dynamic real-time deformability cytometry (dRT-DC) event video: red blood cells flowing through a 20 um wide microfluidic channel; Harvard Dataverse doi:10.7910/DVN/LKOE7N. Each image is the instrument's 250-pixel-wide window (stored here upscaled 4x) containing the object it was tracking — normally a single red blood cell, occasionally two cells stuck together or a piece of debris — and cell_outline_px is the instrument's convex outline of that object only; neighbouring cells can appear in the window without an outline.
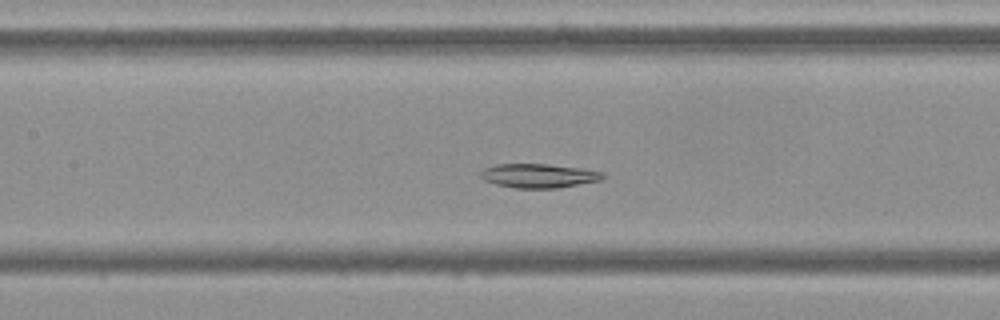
{"species": "Egyptian fruit bat (a non-hibernating species)", "species_latin": "Rousettus aegyptiacus", "temperature_condition": "cold", "stored_images_in_passage": 53, "camera_frame_rate_fps": 3000, "um_per_image_px": 0.085, "frame": {"image": 1, "passage_image": 22, "time_ms": 7.0, "image_size_px": [1000, 320], "cell_outline_px": [[604, 176], [600, 180], [556, 188], [516, 188], [496, 184], [484, 180], [480, 176], [480, 172], [484, 168], [496, 164], [548, 164], [584, 168], [604, 172]], "centroid_in_image_um": [45.78, 14.93], "position_along_channel_um": 161.6, "area_um2": 17.11}}
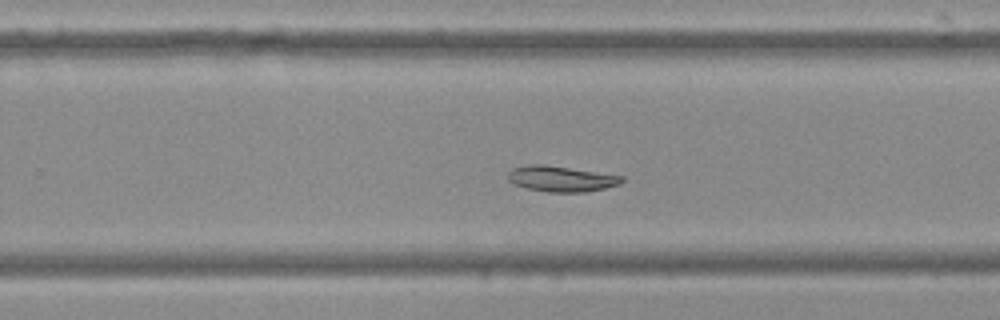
{"frame": {"image": 2, "passage_image": 32, "time_ms": 10.333, "image_size_px": [1000, 320], "cell_outline_px": [[624, 180], [620, 184], [604, 188], [584, 192], [548, 192], [528, 188], [512, 184], [508, 180], [508, 172], [512, 168], [528, 164], [544, 164], [624, 176]], "centroid_in_image_um": [47.67, 15.19], "position_along_channel_um": 282.1, "area_um2": 17.05}}
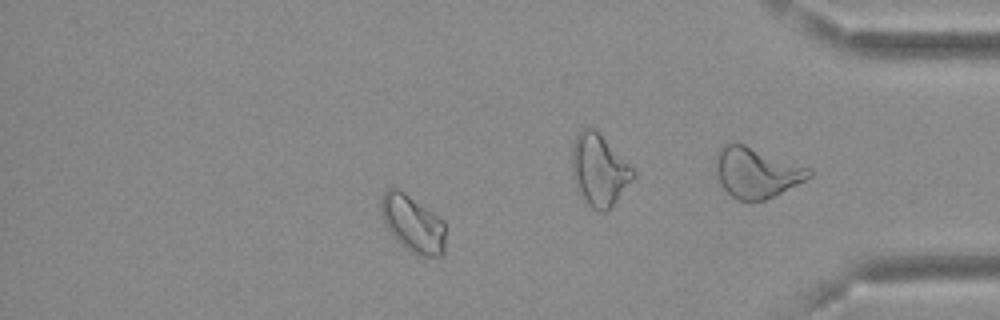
{"frame": {"image": 3, "passage_image": 45, "time_ms": 14.667, "image_size_px": [1000, 320], "cell_outline_px": [[444, 252], [440, 256], [420, 256], [412, 252], [400, 244], [396, 240], [388, 228], [380, 212], [380, 200], [384, 192], [388, 188], [400, 188], [444, 220]], "centroid_in_image_um": [35.07, 18.98], "position_along_channel_um": 400.1, "area_um2": 21.44}}